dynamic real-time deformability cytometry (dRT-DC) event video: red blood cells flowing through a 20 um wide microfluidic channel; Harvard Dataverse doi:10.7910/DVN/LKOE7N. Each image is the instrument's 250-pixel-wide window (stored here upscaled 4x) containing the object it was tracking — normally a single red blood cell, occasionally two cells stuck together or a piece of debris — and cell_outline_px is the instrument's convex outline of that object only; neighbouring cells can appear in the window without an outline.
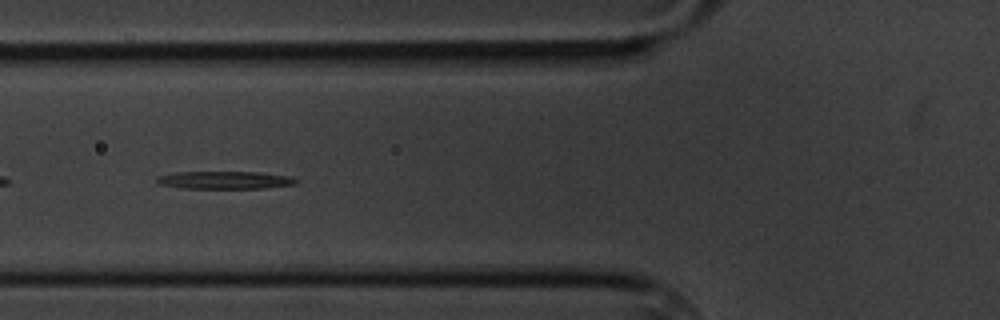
{"species": "common noctule bat (a hibernating species)", "species_latin": "Nyctalus noctula", "temperature_condition": "cold", "stored_images_in_passage": 7, "camera_frame_rate_fps": 3000, "um_per_image_px": 0.085, "animal": {"sex": "male", "body_mass_g": 20.1, "forearm_length_mm": 53.5}, "frame": {"image": 1, "passage_image": 7, "time_ms": 7.0, "image_size_px": [1000, 320], "cell_outline_px": [[300, 180], [296, 184], [264, 188], [184, 188], [160, 184], [156, 180], [156, 176], [176, 172], [260, 172], [288, 176]], "centroid_in_image_um": [19.13, 15.3], "position_along_channel_um": 106.7, "area_um2": 14.28}}